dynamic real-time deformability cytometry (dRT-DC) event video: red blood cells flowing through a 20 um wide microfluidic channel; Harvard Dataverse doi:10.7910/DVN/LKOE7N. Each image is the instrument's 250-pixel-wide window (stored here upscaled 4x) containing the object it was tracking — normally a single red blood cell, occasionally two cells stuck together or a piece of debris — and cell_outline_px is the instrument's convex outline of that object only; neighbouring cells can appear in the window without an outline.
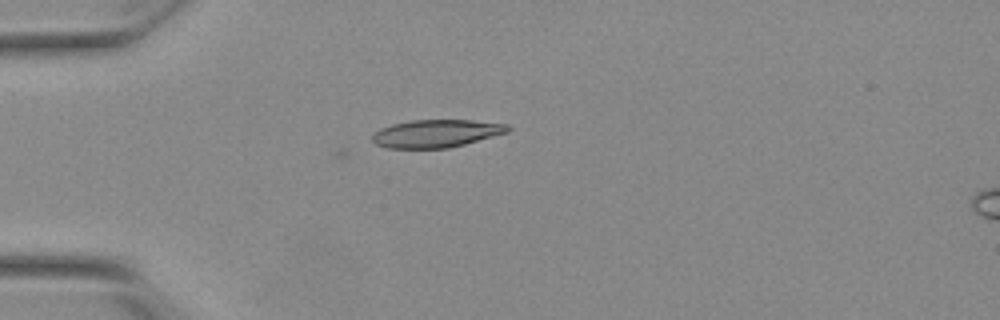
{"species": "Egyptian fruit bat (a non-hibernating species)", "species_latin": "Rousettus aegyptiacus", "temperature_condition": "warm", "stored_images_in_passage": 14, "camera_frame_rate_fps": 3000, "um_per_image_px": 0.085, "animal": {"sex": "female"}, "frame": {"image": 1, "passage_image": 14, "time_ms": 4.333, "image_size_px": [1000, 320], "cell_outline_px": [[512, 128], [508, 132], [464, 144], [448, 148], [388, 148], [376, 144], [372, 140], [372, 136], [380, 128], [392, 124], [412, 120], [472, 120], [508, 124]], "centroid_in_image_um": [37.09, 11.34], "position_along_channel_um": 47.9, "area_um2": 21.85}}